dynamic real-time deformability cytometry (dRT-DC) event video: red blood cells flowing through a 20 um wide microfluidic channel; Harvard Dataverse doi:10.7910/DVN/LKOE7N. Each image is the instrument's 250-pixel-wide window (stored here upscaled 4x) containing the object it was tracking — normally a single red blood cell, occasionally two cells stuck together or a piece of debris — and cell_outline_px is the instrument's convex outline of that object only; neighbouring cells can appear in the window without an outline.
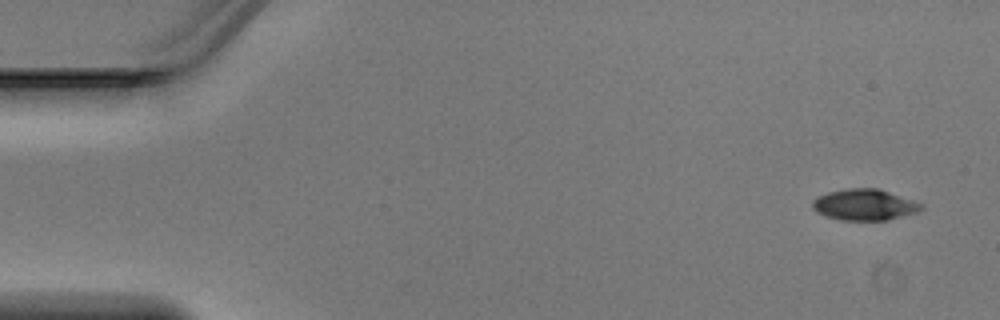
{"species": "Egyptian fruit bat (a non-hibernating species)", "species_latin": "Rousettus aegyptiacus", "temperature_condition": "warm", "stored_images_in_passage": 4, "camera_frame_rate_fps": 3000, "um_per_image_px": 0.085, "animal": {"sex": "male"}, "frame": {"image": 1, "passage_image": 1, "time_ms": 0.0, "image_size_px": [1000, 320], "cell_outline_px": [[924, 208], [916, 212], [888, 220], [840, 220], [816, 212], [812, 208], [812, 200], [816, 196], [828, 192], [848, 188], [880, 188], [924, 204]], "centroid_in_image_um": [73.48, 17.39], "position_along_channel_um": 11.5, "area_um2": 19.88}}
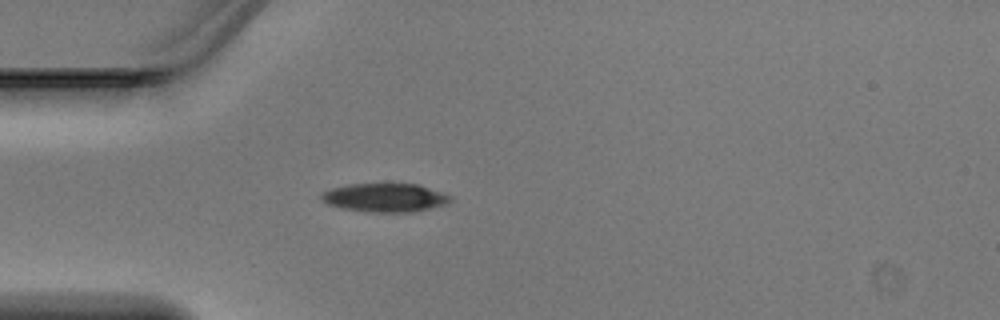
{"frame": {"image": 2, "passage_image": 4, "time_ms": 1.0, "image_size_px": [1000, 320], "cell_outline_px": [[452, 200], [444, 204], [412, 212], [372, 212], [344, 208], [328, 204], [320, 200], [320, 196], [324, 192], [332, 188], [348, 184], [420, 184], [452, 196]], "centroid_in_image_um": [32.72, 16.79], "position_along_channel_um": 52.3, "area_um2": 21.27}}